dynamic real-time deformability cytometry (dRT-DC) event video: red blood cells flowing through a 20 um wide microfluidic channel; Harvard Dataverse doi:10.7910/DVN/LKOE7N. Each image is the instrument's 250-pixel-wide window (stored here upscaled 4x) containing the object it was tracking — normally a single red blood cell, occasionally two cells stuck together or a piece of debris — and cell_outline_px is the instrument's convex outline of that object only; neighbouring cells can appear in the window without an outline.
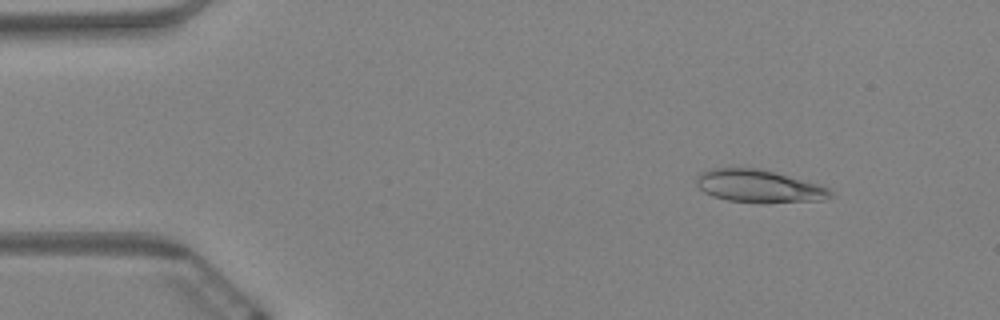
{"species": "Egyptian fruit bat (a non-hibernating species)", "species_latin": "Rousettus aegyptiacus", "temperature_condition": "warm", "stored_images_in_passage": 60, "camera_frame_rate_fps": 3000, "um_per_image_px": 0.085, "animal": {"sex": "female"}, "frame": {"image": 1, "passage_image": 7, "time_ms": 2.0, "image_size_px": [1000, 320], "cell_outline_px": [[836, 196], [824, 200], [728, 200], [712, 196], [704, 192], [696, 184], [696, 176], [700, 172], [716, 168], [760, 168], [820, 184], [828, 188]], "centroid_in_image_um": [64.49, 15.77], "position_along_channel_um": 20.5, "area_um2": 24.62}}
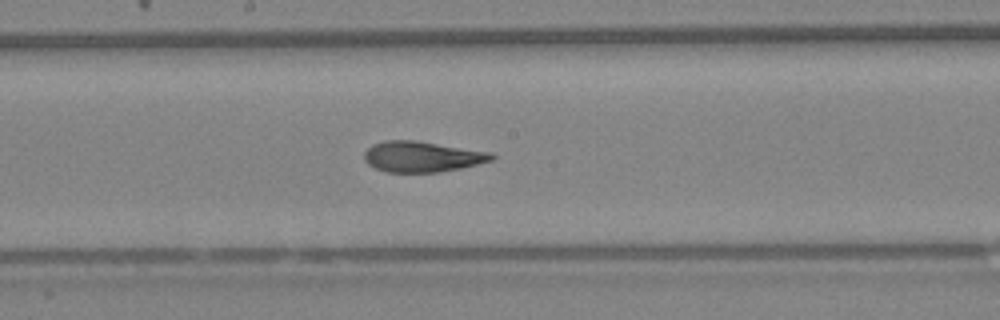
{"frame": {"image": 2, "passage_image": 32, "time_ms": 10.333, "image_size_px": [1000, 320], "cell_outline_px": [[496, 156], [492, 160], [460, 168], [440, 172], [388, 172], [376, 168], [368, 164], [364, 160], [364, 152], [372, 144], [384, 140], [416, 140], [492, 152]], "centroid_in_image_um": [35.87, 13.3], "position_along_channel_um": 212.3, "area_um2": 22.83}}
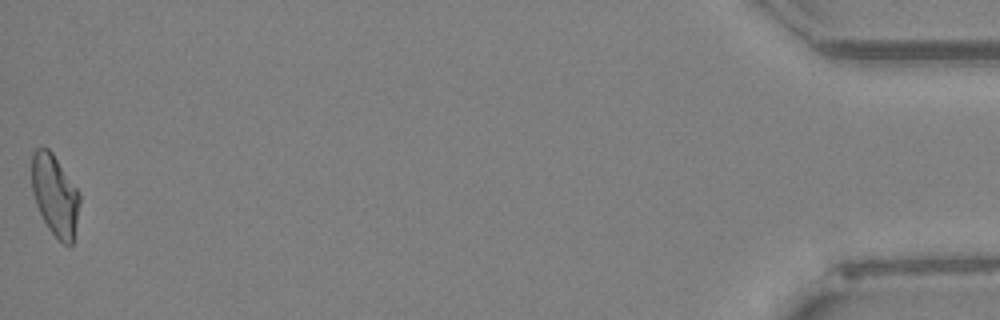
{"frame": {"image": 3, "passage_image": 60, "time_ms": 19.667, "image_size_px": [1000, 320], "cell_outline_px": [[80, 204], [72, 244], [64, 244], [48, 228], [36, 204], [32, 192], [32, 152], [36, 148], [48, 148], [52, 152], [80, 192]], "centroid_in_image_um": [4.67, 16.56], "position_along_channel_um": 430.5, "area_um2": 22.48}, "authors_computed_cell_mechanics": {"area_um2": 23.2934, "velocity_mm_per_s": 3.3839, "shape_relaxation_time_tau1_ms": 9.0111, "shape_relaxation_time_tau2_ms": 2.8267, "deformation_change_tau1": 0.2313, "deformation_change_tau2": 0.1016}}